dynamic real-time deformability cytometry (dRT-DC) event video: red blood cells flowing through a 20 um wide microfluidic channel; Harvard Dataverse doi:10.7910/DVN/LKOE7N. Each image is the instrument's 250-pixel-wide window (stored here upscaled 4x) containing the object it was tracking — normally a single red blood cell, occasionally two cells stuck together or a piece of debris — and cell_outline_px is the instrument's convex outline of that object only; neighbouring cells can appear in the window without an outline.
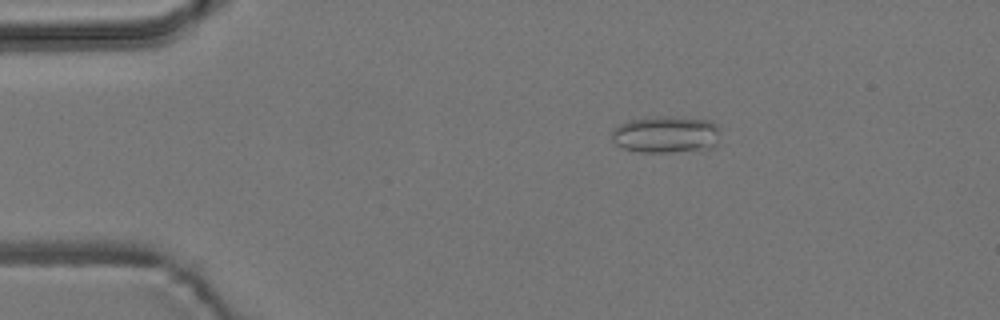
{"species": "common noctule bat (a hibernating species)", "species_latin": "Nyctalus noctula", "temperature_condition": "room temperature", "stored_images_in_passage": 5, "camera_frame_rate_fps": 3000, "um_per_image_px": 0.085, "animal": {"sex": "male", "body_mass_g": 19.2, "forearm_length_mm": 51.8}, "frame": {"image": 1, "passage_image": 2, "time_ms": 1.333, "image_size_px": [1000, 320], "cell_outline_px": [[720, 128], [716, 144], [712, 148], [672, 152], [640, 152], [624, 148], [616, 144], [612, 140], [612, 128], [628, 120], [656, 116], [672, 116], [708, 120], [716, 124]], "centroid_in_image_um": [56.6, 11.42], "position_along_channel_um": 28.4, "area_um2": 23.52}}